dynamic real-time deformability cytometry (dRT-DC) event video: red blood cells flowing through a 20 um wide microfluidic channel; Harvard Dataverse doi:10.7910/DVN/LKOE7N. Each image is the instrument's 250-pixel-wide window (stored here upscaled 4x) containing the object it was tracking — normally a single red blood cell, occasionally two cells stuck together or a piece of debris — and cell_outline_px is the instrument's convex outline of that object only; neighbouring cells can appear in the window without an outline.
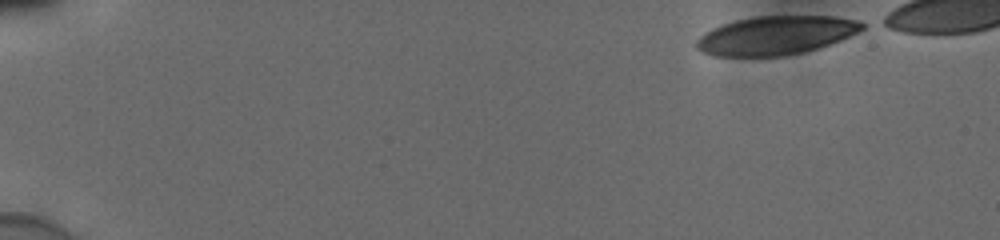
{"species": "human", "species_latin": "Homo sapiens", "temperature_condition": "cold", "stored_images_in_passage": 44, "camera_frame_rate_fps": 3000, "um_per_image_px": 0.085, "donor": {"sex": "male"}, "frame": {"image": 1, "passage_image": 1, "time_ms": 0.0, "image_size_px": [1000, 240], "cell_outline_px": [[864, 28], [832, 44], [820, 48], [804, 52], [784, 56], [712, 56], [696, 48], [696, 40], [704, 32], [712, 28], [736, 20], [756, 16], [836, 16], [856, 20], [864, 24]], "centroid_in_image_um": [65.93, 3.01], "position_along_channel_um": 19.1, "area_um2": 37.34}}
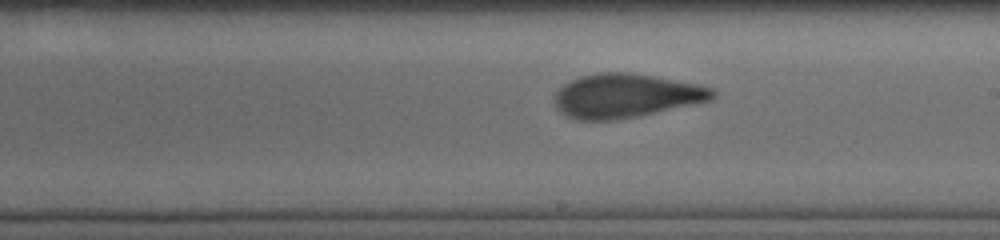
{"frame": {"image": 2, "passage_image": 29, "time_ms": 9.333, "image_size_px": [1000, 240], "cell_outline_px": [[716, 96], [712, 100], [640, 116], [612, 120], [576, 120], [560, 112], [552, 104], [552, 96], [564, 84], [580, 76], [596, 72], [628, 72], [700, 84], [716, 88]], "centroid_in_image_um": [53.19, 8.14], "position_along_channel_um": 235.8, "area_um2": 40.98}}
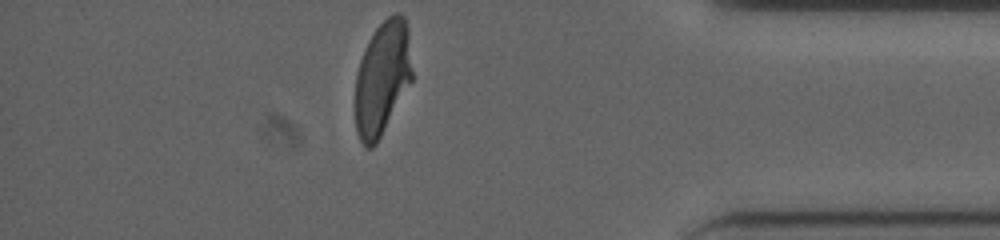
{"frame": {"image": 3, "passage_image": 44, "time_ms": 14.333, "image_size_px": [1000, 240], "cell_outline_px": [[412, 80], [376, 144], [372, 148], [364, 148], [356, 132], [356, 76], [360, 60], [368, 40], [376, 28], [388, 16], [396, 12], [400, 12], [404, 16], [408, 24], [412, 72]], "centroid_in_image_um": [32.5, 6.61], "position_along_channel_um": 402.7, "area_um2": 37.74}, "authors_computed_cell_mechanics": {"area_um2": 40.0265, "velocity_mm_per_s": 3.8731, "shape_relaxation_time_tau1_ms": 7.6258, "shape_relaxation_time_tau2_ms": 1.2003, "deformation_change_tau1": 0.2171, "deformation_change_tau2": 0.0827}}